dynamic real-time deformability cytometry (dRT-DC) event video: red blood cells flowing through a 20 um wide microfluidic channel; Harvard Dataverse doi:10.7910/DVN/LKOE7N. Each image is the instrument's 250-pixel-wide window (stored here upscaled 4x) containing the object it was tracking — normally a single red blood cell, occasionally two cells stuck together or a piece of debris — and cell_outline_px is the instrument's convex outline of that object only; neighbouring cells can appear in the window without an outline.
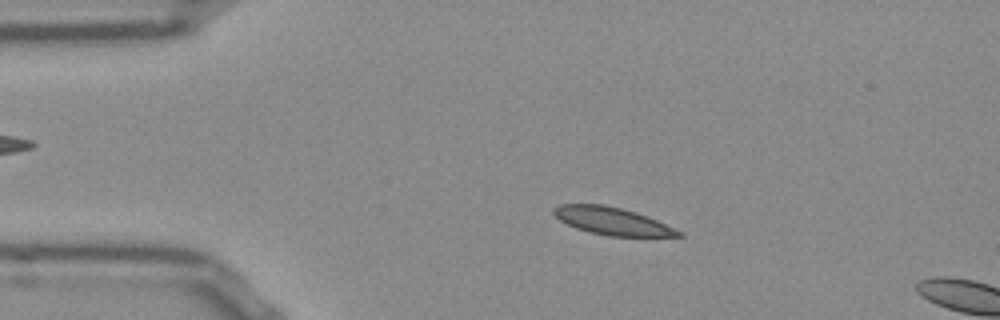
{"species": "Egyptian fruit bat (a non-hibernating species)", "species_latin": "Rousettus aegyptiacus", "temperature_condition": "room temperature", "stored_images_in_passage": 12, "camera_frame_rate_fps": 3000, "um_per_image_px": 0.085, "frame": {"image": 1, "passage_image": 9, "time_ms": 2.667, "image_size_px": [1000, 320], "cell_outline_px": [[684, 236], [608, 236], [588, 232], [576, 228], [560, 220], [552, 212], [552, 208], [560, 204], [604, 204], [636, 212], [648, 216], [684, 232]], "centroid_in_image_um": [52.05, 18.79], "position_along_channel_um": 33.0, "area_um2": 20.06}}